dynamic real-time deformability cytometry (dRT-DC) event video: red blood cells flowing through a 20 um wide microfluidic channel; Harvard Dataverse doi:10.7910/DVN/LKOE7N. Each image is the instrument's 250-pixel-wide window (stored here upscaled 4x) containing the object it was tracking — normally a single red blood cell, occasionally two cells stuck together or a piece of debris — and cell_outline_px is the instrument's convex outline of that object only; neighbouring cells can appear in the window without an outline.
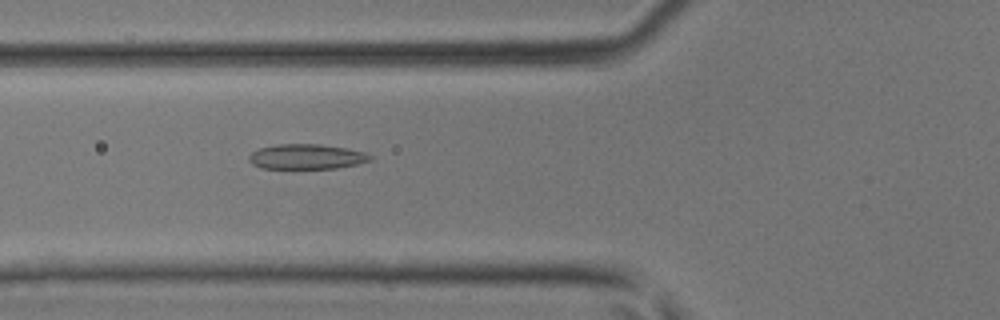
{"species": "common noctule bat (a hibernating species)", "species_latin": "Nyctalus noctula", "temperature_condition": "room temperature", "stored_images_in_passage": 47, "camera_frame_rate_fps": 3000, "um_per_image_px": 0.085, "animal": {"sex": "male", "body_mass_g": 17.9, "forearm_length_mm": 54.2}, "frame": {"image": 1, "passage_image": 18, "time_ms": 5.667, "image_size_px": [1000, 320], "cell_outline_px": [[372, 160], [356, 164], [336, 168], [260, 168], [252, 164], [248, 160], [248, 156], [252, 152], [260, 148], [276, 144], [320, 144], [348, 148], [364, 152], [372, 156]], "centroid_in_image_um": [26.04, 13.31], "position_along_channel_um": 99.8, "area_um2": 17.69}}
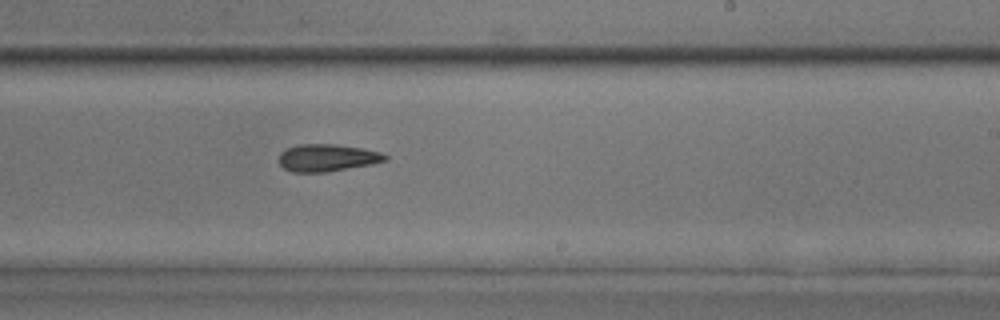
{"frame": {"image": 2, "passage_image": 29, "time_ms": 9.333, "image_size_px": [1000, 320], "cell_outline_px": [[388, 160], [372, 164], [324, 172], [292, 172], [284, 168], [280, 164], [280, 152], [284, 148], [300, 144], [336, 144], [360, 148], [380, 152], [388, 156]], "centroid_in_image_um": [27.79, 13.4], "position_along_channel_um": 261.2, "area_um2": 16.82}}
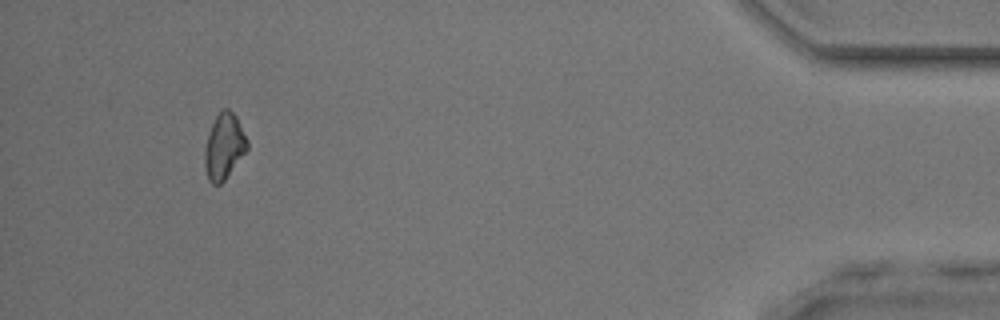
{"frame": {"image": 3, "passage_image": 44, "time_ms": 14.333, "image_size_px": [1000, 320], "cell_outline_px": [[248, 148], [224, 180], [220, 184], [212, 184], [208, 180], [204, 164], [204, 148], [212, 124], [216, 116], [224, 108], [228, 108], [236, 116], [248, 140]], "centroid_in_image_um": [19.04, 12.44], "position_along_channel_um": 416.2, "area_um2": 16.07}}